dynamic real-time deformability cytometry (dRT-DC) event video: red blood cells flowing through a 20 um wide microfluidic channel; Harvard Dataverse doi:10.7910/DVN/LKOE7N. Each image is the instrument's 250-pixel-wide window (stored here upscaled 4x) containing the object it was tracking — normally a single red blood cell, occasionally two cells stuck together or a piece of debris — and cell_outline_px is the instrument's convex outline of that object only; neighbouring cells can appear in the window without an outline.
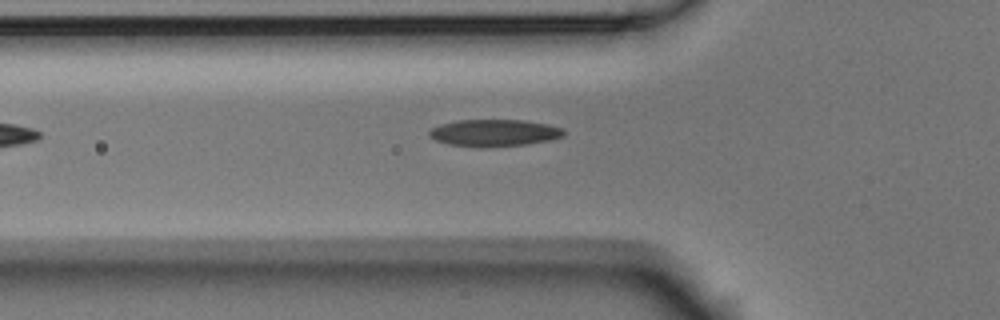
{"species": "Egyptian fruit bat (a non-hibernating species)", "species_latin": "Rousettus aegyptiacus", "temperature_condition": "room temperature", "stored_images_in_passage": 4, "camera_frame_rate_fps": 3000, "um_per_image_px": 0.085, "animal": {"sex": "male"}, "frame": {"image": 1, "passage_image": 4, "time_ms": 1.0, "image_size_px": [1000, 320], "cell_outline_px": [[564, 136], [552, 140], [528, 144], [480, 148], [448, 144], [436, 140], [428, 136], [428, 132], [432, 128], [440, 124], [456, 120], [524, 120], [548, 124], [564, 128]], "centroid_in_image_um": [42.02, 11.3], "position_along_channel_um": 83.8, "area_um2": 21.44}}